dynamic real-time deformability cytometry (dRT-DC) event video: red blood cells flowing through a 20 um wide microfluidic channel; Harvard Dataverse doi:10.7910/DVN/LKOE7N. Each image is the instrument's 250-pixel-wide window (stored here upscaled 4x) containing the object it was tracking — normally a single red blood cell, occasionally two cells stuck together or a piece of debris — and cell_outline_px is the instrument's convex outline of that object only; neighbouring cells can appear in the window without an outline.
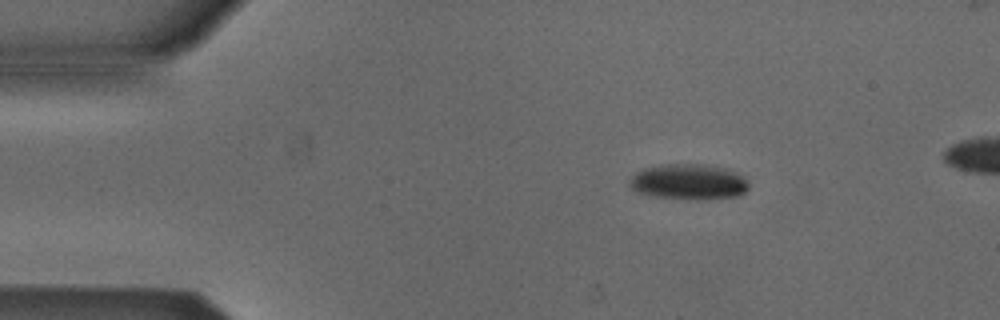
{"species": "Egyptian fruit bat (a non-hibernating species)", "species_latin": "Rousettus aegyptiacus", "temperature_condition": "cold", "stored_images_in_passage": 44, "camera_frame_rate_fps": 3000, "um_per_image_px": 0.085, "animal": {"sex": "male"}, "frame": {"image": 1, "passage_image": 1, "time_ms": 0.0, "image_size_px": [1000, 320], "cell_outline_px": [[748, 188], [740, 196], [704, 200], [692, 200], [656, 196], [640, 192], [632, 188], [628, 184], [628, 180], [636, 172], [644, 168], [660, 164], [704, 164], [728, 168], [744, 176], [748, 180]], "centroid_in_image_um": [58.58, 15.45], "position_along_channel_um": 26.4, "area_um2": 25.09}}
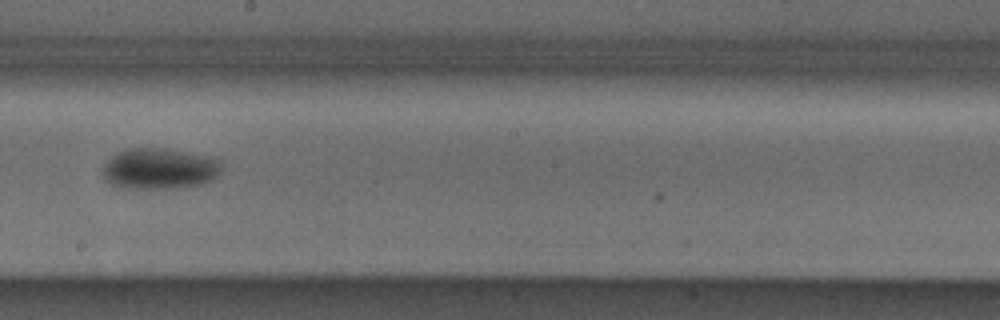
{"frame": {"image": 2, "passage_image": 22, "time_ms": 7.0, "image_size_px": [1000, 320], "cell_outline_px": [[220, 172], [212, 180], [200, 184], [172, 188], [120, 188], [104, 180], [104, 164], [116, 152], [124, 148], [168, 148], [204, 156], [220, 160]], "centroid_in_image_um": [13.51, 14.33], "position_along_channel_um": 234.7, "area_um2": 28.26}}
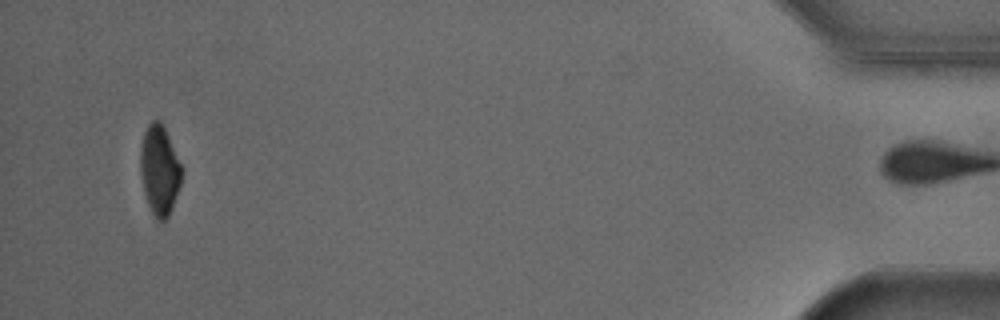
{"frame": {"image": 3, "passage_image": 43, "time_ms": 14.0, "image_size_px": [1000, 320], "cell_outline_px": [[184, 172], [172, 208], [168, 216], [164, 220], [156, 220], [148, 204], [144, 192], [140, 172], [140, 148], [144, 132], [148, 124], [152, 120], [160, 120], [184, 168]], "centroid_in_image_um": [13.57, 14.45], "position_along_channel_um": 421.6, "area_um2": 21.68}, "authors_computed_cell_mechanics": {"area_um2": 26.8481, "velocity_mm_per_s": 3.8828, "shape_relaxation_time_tau1_ms": 4.7017, "shape_relaxation_time_tau2_ms": null, "deformation_change_tau1": 0.1158, "deformation_change_tau2": null}}